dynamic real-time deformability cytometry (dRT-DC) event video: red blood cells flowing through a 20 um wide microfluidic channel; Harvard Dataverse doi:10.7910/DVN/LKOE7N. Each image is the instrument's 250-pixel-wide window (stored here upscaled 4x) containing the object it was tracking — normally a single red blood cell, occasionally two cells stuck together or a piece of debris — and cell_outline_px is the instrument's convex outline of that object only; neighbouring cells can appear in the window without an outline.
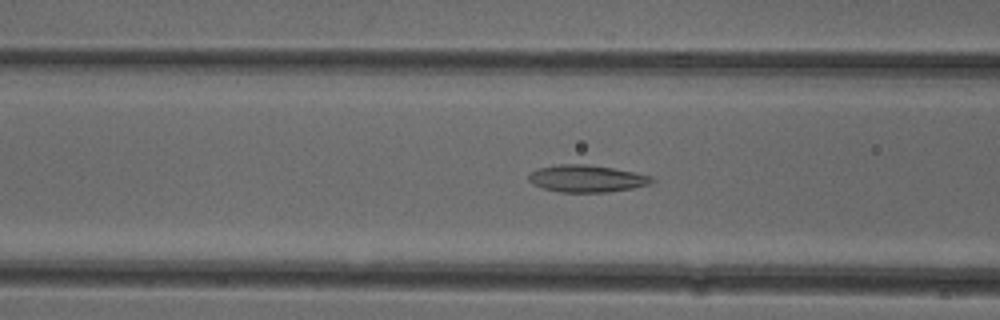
{"species": "common noctule bat (a hibernating species)", "species_latin": "Nyctalus noctula", "temperature_condition": "cold", "stored_images_in_passage": 39, "camera_frame_rate_fps": 3000, "um_per_image_px": 0.085, "animal": {"sex": "female"}, "frame": {"image": 1, "passage_image": 8, "time_ms": 2.333, "image_size_px": [1000, 320], "cell_outline_px": [[656, 180], [648, 184], [632, 188], [608, 192], [560, 192], [544, 188], [532, 184], [528, 180], [528, 176], [532, 172], [540, 168], [560, 164], [588, 164], [612, 168], [652, 176]], "centroid_in_image_um": [49.87, 15.18], "position_along_channel_um": 116.7, "area_um2": 19.25}}
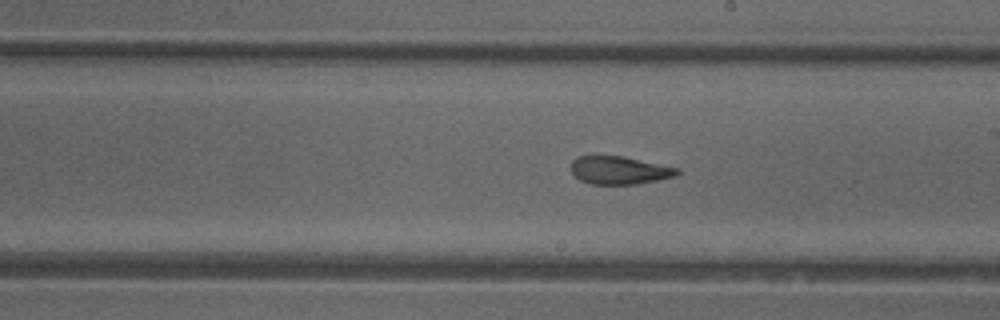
{"frame": {"image": 2, "passage_image": 17, "time_ms": 5.333, "image_size_px": [1000, 320], "cell_outline_px": [[680, 172], [676, 176], [636, 184], [592, 184], [580, 180], [568, 168], [572, 160], [576, 156], [624, 156], [680, 168]], "centroid_in_image_um": [52.63, 14.46], "position_along_channel_um": 236.4, "area_um2": 17.46}}
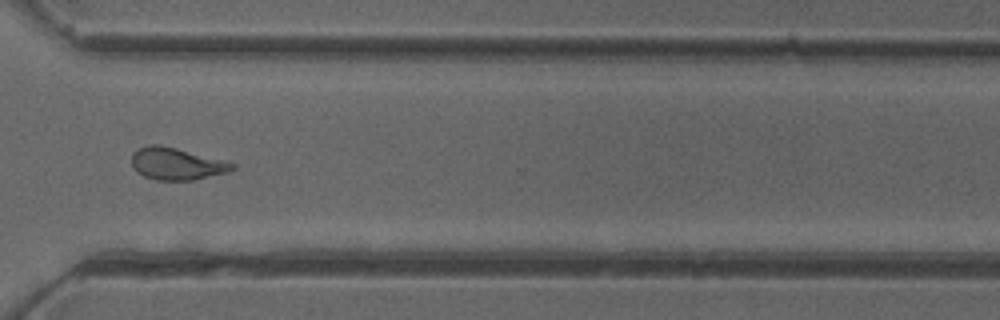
{"frame": {"image": 3, "passage_image": 26, "time_ms": 8.333, "image_size_px": [1000, 320], "cell_outline_px": [[236, 168], [228, 172], [192, 180], [156, 180], [144, 176], [136, 172], [132, 164], [132, 152], [148, 144], [160, 144], [176, 148], [236, 164]], "centroid_in_image_um": [14.97, 13.92], "position_along_channel_um": 355.6, "area_um2": 18.67}, "authors_computed_cell_mechanics": {"area_um2": 18.7272, "velocity_mm_per_s": 3.988, "shape_relaxation_time_tau1_ms": null, "shape_relaxation_time_tau2_ms": 2.2469, "deformation_change_tau1": null, "deformation_change_tau2": 0.1001}}